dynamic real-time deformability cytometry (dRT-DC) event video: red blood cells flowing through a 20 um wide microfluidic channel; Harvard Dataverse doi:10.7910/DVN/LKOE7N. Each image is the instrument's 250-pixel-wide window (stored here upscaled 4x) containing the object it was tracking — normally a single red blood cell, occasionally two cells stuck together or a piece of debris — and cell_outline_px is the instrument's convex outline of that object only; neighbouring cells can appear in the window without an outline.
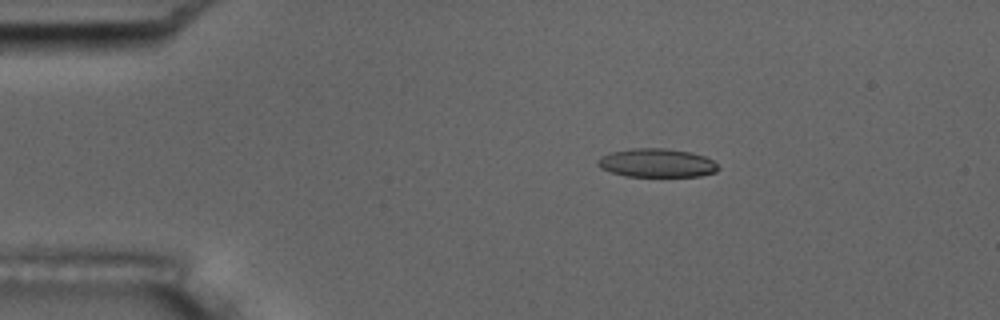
{"species": "common noctule bat (a hibernating species)", "species_latin": "Nyctalus noctula", "temperature_condition": "room temperature", "stored_images_in_passage": 5, "camera_frame_rate_fps": 3000, "um_per_image_px": 0.085, "animal": {"sex": "male", "body_mass_g": 17.5, "forearm_length_mm": 52.3}, "frame": {"image": 1, "passage_image": 3, "time_ms": 3.0, "image_size_px": [1000, 320], "cell_outline_px": [[720, 168], [716, 172], [700, 176], [624, 176], [600, 168], [596, 164], [596, 160], [600, 156], [608, 152], [632, 148], [664, 148], [692, 152], [704, 156], [712, 160]], "centroid_in_image_um": [55.79, 13.84], "position_along_channel_um": 29.2, "area_um2": 20.29}}